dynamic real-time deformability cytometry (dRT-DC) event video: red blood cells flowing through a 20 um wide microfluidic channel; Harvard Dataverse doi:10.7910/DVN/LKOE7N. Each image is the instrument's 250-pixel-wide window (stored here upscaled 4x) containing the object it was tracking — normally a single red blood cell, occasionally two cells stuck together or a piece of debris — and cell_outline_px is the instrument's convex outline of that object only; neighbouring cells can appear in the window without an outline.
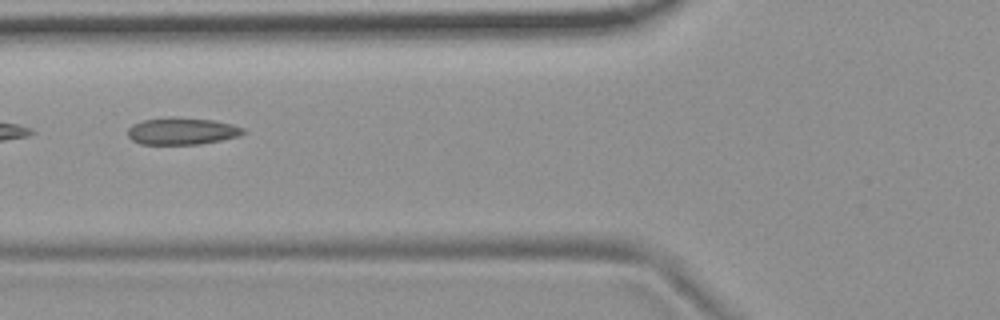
{"species": "common noctule bat (a hibernating species)", "species_latin": "Nyctalus noctula", "temperature_condition": "room temperature", "stored_images_in_passage": 6, "camera_frame_rate_fps": 3000, "um_per_image_px": 0.085, "animal": {"sex": "female", "body_mass_g": 19.9}, "frame": {"image": 1, "passage_image": 4, "time_ms": 1.0, "image_size_px": [1000, 320], "cell_outline_px": [[244, 132], [240, 136], [200, 144], [140, 144], [132, 140], [128, 136], [128, 128], [132, 124], [144, 120], [172, 116], [212, 120], [232, 124], [244, 128]], "centroid_in_image_um": [15.45, 11.14], "position_along_channel_um": 110.4, "area_um2": 18.21}}
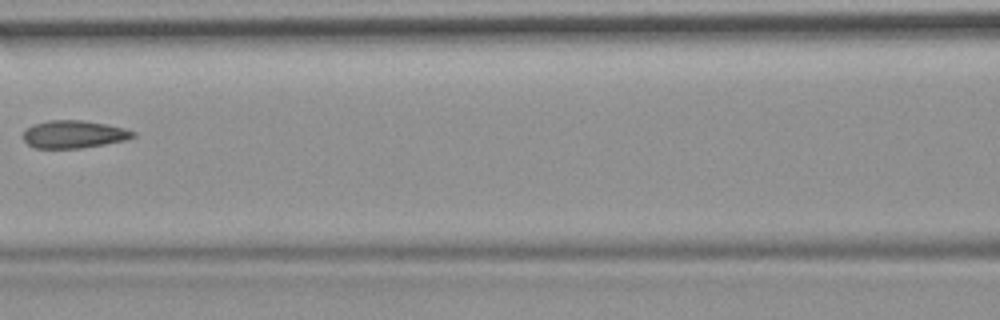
{"frame": {"image": 2, "passage_image": 5, "time_ms": 1.333, "image_size_px": [1000, 320], "cell_outline_px": [[136, 136], [124, 140], [104, 144], [80, 148], [36, 148], [28, 144], [24, 140], [24, 132], [32, 124], [48, 120], [84, 120], [124, 128], [136, 132]], "centroid_in_image_um": [6.27, 11.41], "position_along_channel_um": 160.3, "area_um2": 17.57}}
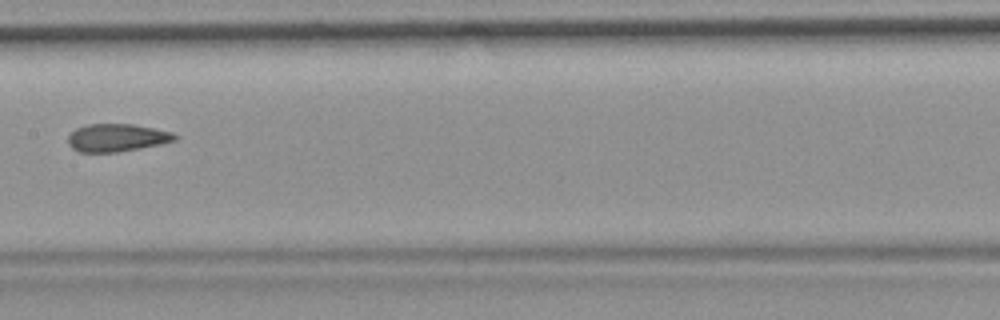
{"frame": {"image": 3, "passage_image": 6, "time_ms": 1.667, "image_size_px": [1000, 320], "cell_outline_px": [[180, 136], [176, 140], [160, 144], [140, 148], [116, 152], [80, 152], [72, 148], [68, 144], [68, 136], [76, 128], [88, 124], [132, 124], [172, 132]], "centroid_in_image_um": [9.93, 11.7], "position_along_channel_um": 197.5, "area_um2": 17.22}}